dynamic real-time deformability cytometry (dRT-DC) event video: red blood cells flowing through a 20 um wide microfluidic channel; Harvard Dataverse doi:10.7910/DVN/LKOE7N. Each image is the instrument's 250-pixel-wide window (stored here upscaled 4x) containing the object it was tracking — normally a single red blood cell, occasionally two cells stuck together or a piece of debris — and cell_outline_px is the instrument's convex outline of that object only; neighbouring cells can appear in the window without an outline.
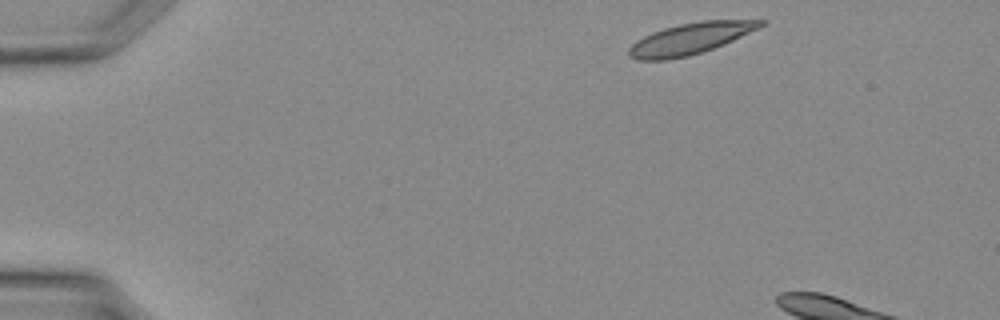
{"species": "Egyptian fruit bat (a non-hibernating species)", "species_latin": "Rousettus aegyptiacus", "temperature_condition": "warm", "stored_images_in_passage": 4, "camera_frame_rate_fps": 3000, "um_per_image_px": 0.085, "animal": {"sex": "female"}, "frame": {"image": 1, "passage_image": 1, "time_ms": 0.0, "image_size_px": [1000, 320], "cell_outline_px": [[768, 20], [760, 28], [724, 44], [688, 56], [668, 60], [636, 60], [628, 56], [628, 48], [636, 40], [652, 32], [664, 28], [680, 24], [700, 20]], "centroid_in_image_um": [58.65, 3.28], "position_along_channel_um": 26.4, "area_um2": 24.04}}